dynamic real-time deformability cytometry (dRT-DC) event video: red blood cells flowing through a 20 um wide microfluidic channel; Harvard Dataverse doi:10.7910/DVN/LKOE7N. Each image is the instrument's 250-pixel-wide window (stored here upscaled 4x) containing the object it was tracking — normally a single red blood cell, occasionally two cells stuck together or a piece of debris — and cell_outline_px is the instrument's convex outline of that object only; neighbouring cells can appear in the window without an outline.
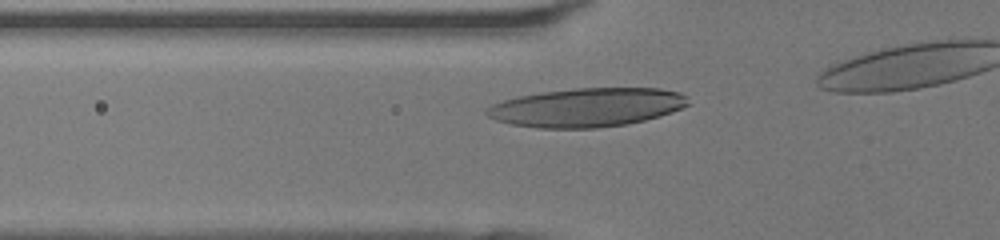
{"species": "human", "species_latin": "Homo sapiens", "temperature_condition": "room temperature", "stored_images_in_passage": 15, "camera_frame_rate_fps": 3000, "um_per_image_px": 0.085, "donor": {"sex": "female"}, "frame": {"image": 1, "passage_image": 4, "time_ms": 1.0, "image_size_px": [1000, 240], "cell_outline_px": [[692, 104], [672, 112], [660, 116], [628, 124], [596, 128], [536, 128], [512, 124], [496, 120], [488, 116], [484, 112], [492, 104], [504, 100], [520, 96], [540, 92], [576, 88], [660, 88], [680, 92], [688, 96]], "centroid_in_image_um": [49.94, 9.13], "position_along_channel_um": 75.9, "area_um2": 45.78}}
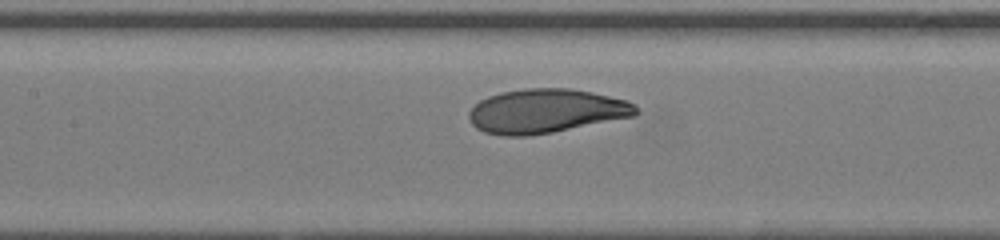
{"frame": {"image": 2, "passage_image": 10, "time_ms": 3.0, "image_size_px": [1000, 240], "cell_outline_px": [[640, 112], [636, 116], [552, 132], [528, 136], [504, 136], [484, 132], [476, 128], [472, 124], [468, 116], [468, 112], [480, 100], [488, 96], [504, 92], [524, 88], [568, 88], [592, 92], [628, 100], [636, 104]], "centroid_in_image_um": [46.44, 9.44], "position_along_channel_um": 161.0, "area_um2": 43.06}}
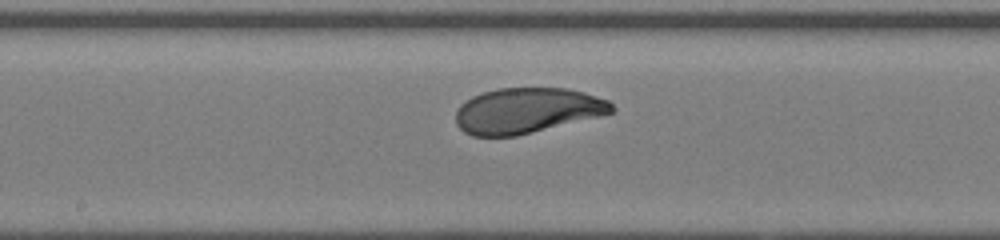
{"frame": {"image": 3, "passage_image": 13, "time_ms": 4.0, "image_size_px": [1000, 240], "cell_outline_px": [[616, 108], [612, 112], [600, 116], [516, 136], [472, 136], [464, 132], [456, 124], [456, 112], [460, 104], [472, 96], [484, 92], [500, 88], [568, 88], [584, 92], [608, 100]], "centroid_in_image_um": [44.79, 9.4], "position_along_channel_um": 203.4, "area_um2": 41.27}}